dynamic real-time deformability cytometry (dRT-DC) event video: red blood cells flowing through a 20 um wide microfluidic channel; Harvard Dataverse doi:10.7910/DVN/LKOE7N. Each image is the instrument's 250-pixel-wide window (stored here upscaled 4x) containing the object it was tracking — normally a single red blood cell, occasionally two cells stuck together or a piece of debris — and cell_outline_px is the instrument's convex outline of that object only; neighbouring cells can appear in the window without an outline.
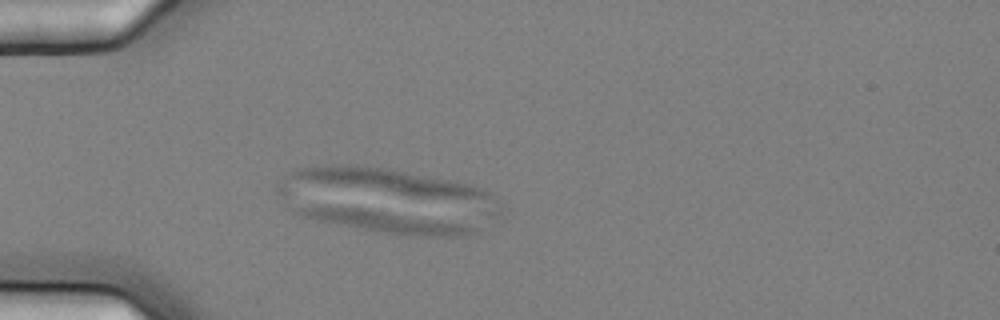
{"species": "common noctule bat (a hibernating species)", "species_latin": "Nyctalus noctula", "temperature_condition": "cold", "stored_images_in_passage": 5, "camera_frame_rate_fps": 3000, "um_per_image_px": 0.085, "animal": {"sex": "female", "body_mass_g": 25.1}, "frame": {"image": 1, "passage_image": 5, "time_ms": 1.333, "image_size_px": [1000, 320], "cell_outline_px": [[476, 228], [472, 232], [452, 236], [416, 236], [380, 232], [316, 220], [300, 216], [292, 208], [292, 204], [296, 204], [364, 208], [468, 224]], "centroid_in_image_um": [32.53, 18.78], "position_along_channel_um": 52.5, "area_um2": 22.2}}